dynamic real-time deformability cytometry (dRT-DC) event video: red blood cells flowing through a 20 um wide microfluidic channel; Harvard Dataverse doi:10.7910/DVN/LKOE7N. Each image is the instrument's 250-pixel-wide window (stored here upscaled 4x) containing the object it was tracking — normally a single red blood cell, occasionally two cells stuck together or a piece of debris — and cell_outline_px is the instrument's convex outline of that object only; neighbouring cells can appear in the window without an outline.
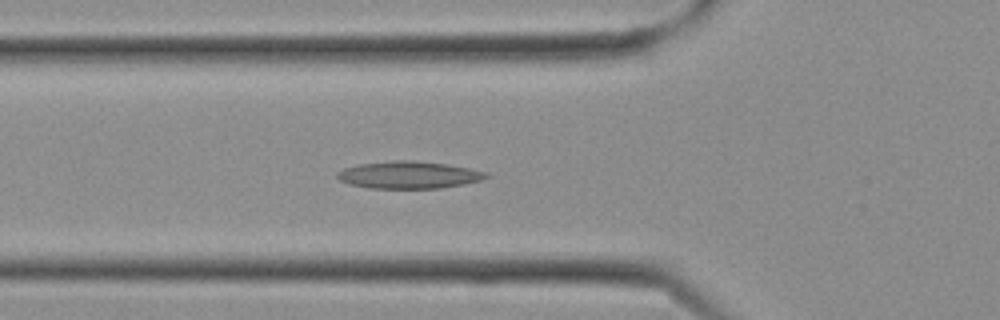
{"species": "Egyptian fruit bat (a non-hibernating species)", "species_latin": "Rousettus aegyptiacus", "temperature_condition": "cold", "stored_images_in_passage": 9, "camera_frame_rate_fps": 3000, "um_per_image_px": 0.085, "frame": {"image": 1, "passage_image": 7, "time_ms": 2.0, "image_size_px": [1000, 320], "cell_outline_px": [[488, 176], [480, 180], [464, 184], [440, 188], [368, 188], [348, 184], [340, 180], [336, 176], [336, 172], [344, 168], [356, 164], [396, 160], [412, 160], [448, 164], [472, 168], [488, 172]], "centroid_in_image_um": [34.73, 14.86], "position_along_channel_um": 91.1, "area_um2": 23.81}}
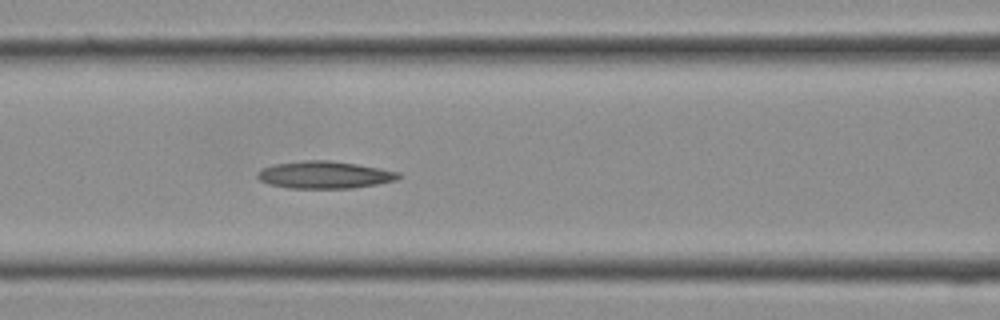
{"frame": {"image": 2, "passage_image": 9, "time_ms": 2.667, "image_size_px": [1000, 320], "cell_outline_px": [[404, 176], [396, 180], [376, 184], [352, 188], [288, 188], [268, 184], [260, 180], [256, 176], [256, 172], [260, 168], [272, 164], [304, 160], [328, 160], [356, 164], [380, 168], [400, 172]], "centroid_in_image_um": [27.56, 14.85], "position_along_channel_um": 139.0, "area_um2": 22.66}}